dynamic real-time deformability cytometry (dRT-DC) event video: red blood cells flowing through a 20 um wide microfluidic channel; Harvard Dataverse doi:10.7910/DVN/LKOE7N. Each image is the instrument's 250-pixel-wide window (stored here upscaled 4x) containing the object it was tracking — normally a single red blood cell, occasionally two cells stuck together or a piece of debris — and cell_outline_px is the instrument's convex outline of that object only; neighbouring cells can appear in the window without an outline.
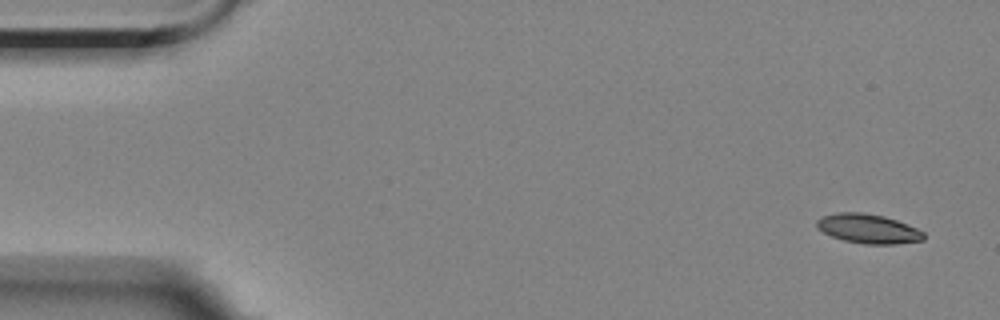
{"species": "Egyptian fruit bat (a non-hibernating species)", "species_latin": "Rousettus aegyptiacus", "temperature_condition": "room temperature", "stored_images_in_passage": 7, "camera_frame_rate_fps": 3000, "um_per_image_px": 0.085, "animal": {"sex": "female"}, "frame": {"image": 1, "passage_image": 1, "time_ms": 0.0, "image_size_px": [1000, 320], "cell_outline_px": [[924, 240], [896, 244], [864, 244], [844, 240], [832, 236], [816, 228], [816, 220], [824, 216], [840, 212], [860, 212], [884, 216], [896, 220], [916, 228], [924, 232]], "centroid_in_image_um": [73.8, 19.44], "position_along_channel_um": 11.2, "area_um2": 18.15}}
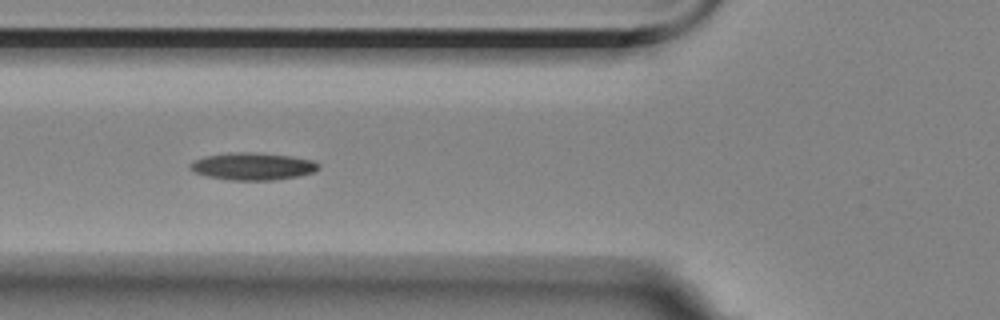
{"frame": {"image": 2, "passage_image": 6, "time_ms": 6.0, "image_size_px": [1000, 320], "cell_outline_px": [[320, 168], [312, 172], [296, 176], [272, 180], [228, 180], [208, 176], [192, 172], [188, 168], [188, 164], [204, 156], [236, 152], [248, 152], [292, 156], [312, 160], [320, 164]], "centroid_in_image_um": [21.44, 14.14], "position_along_channel_um": 104.4, "area_um2": 20.35}}
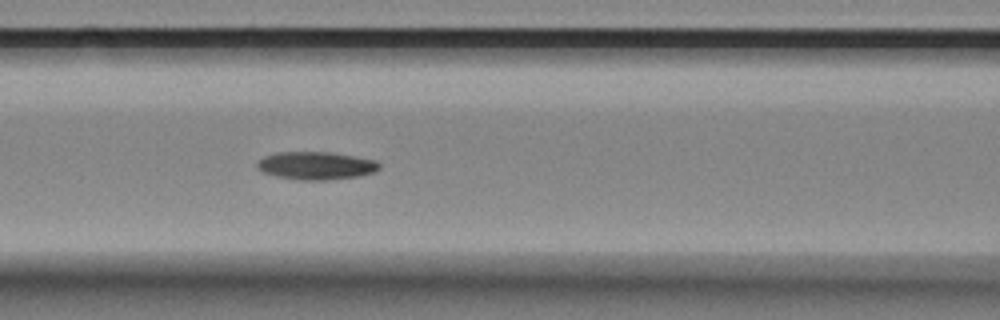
{"frame": {"image": 3, "passage_image": 7, "time_ms": 7.0, "image_size_px": [1000, 320], "cell_outline_px": [[380, 168], [372, 172], [360, 176], [328, 180], [296, 180], [276, 176], [264, 172], [256, 168], [256, 164], [264, 156], [276, 152], [332, 152], [376, 160], [380, 164]], "centroid_in_image_um": [26.86, 14.08], "position_along_channel_um": 139.7, "area_um2": 19.94}}